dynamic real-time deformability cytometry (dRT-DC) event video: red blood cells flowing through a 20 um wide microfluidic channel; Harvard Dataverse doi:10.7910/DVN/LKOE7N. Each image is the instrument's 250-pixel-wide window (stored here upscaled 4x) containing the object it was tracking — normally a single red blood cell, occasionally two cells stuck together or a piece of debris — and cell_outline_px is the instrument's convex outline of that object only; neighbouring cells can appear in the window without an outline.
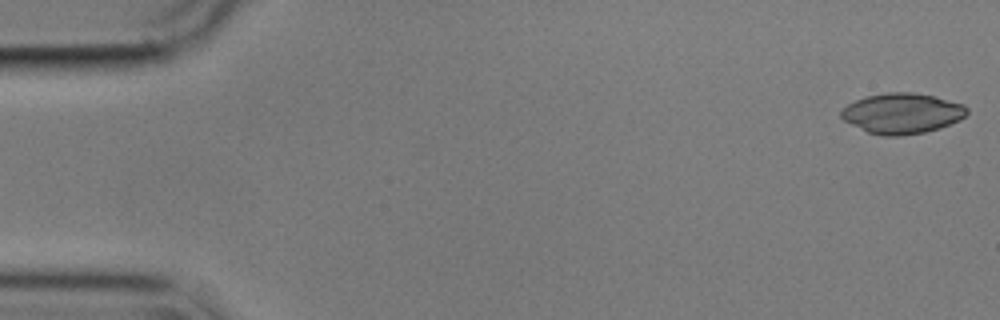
{"species": "common noctule bat (a hibernating species)", "species_latin": "Nyctalus noctula", "temperature_condition": "cold", "stored_images_in_passage": 45, "camera_frame_rate_fps": 3000, "um_per_image_px": 0.085, "animal": {"sex": "male", "body_mass_g": 17.9}, "frame": {"image": 1, "passage_image": 1, "time_ms": 0.0, "image_size_px": [1000, 320], "cell_outline_px": [[968, 112], [960, 120], [940, 128], [924, 132], [900, 136], [884, 136], [868, 132], [844, 120], [840, 116], [840, 112], [848, 104], [856, 100], [868, 96], [888, 92], [912, 92], [932, 96], [964, 104], [968, 108]], "centroid_in_image_um": [76.7, 9.64], "position_along_channel_um": 8.3, "area_um2": 29.42}}